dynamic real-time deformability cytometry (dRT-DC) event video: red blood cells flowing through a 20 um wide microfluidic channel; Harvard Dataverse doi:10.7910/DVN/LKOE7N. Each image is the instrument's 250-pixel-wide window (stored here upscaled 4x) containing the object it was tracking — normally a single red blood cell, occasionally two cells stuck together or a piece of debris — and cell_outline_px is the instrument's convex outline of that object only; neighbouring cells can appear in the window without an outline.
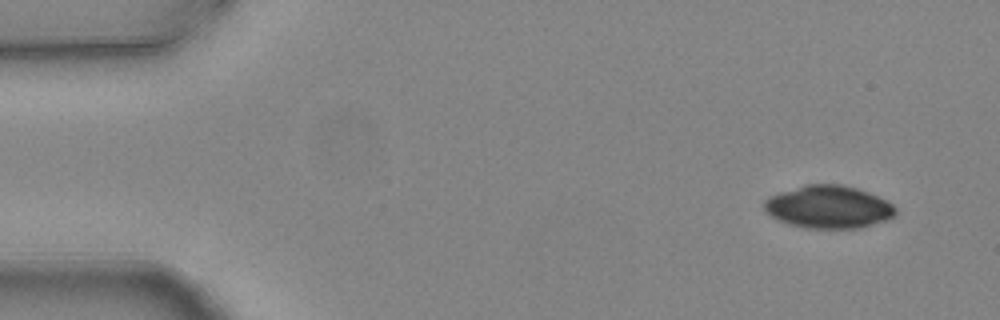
{"species": "common noctule bat (a hibernating species)", "species_latin": "Nyctalus noctula", "temperature_condition": "warm", "stored_images_in_passage": 6, "camera_frame_rate_fps": 3000, "um_per_image_px": 0.085, "animal": {"sex": "female", "body_mass_g": 24.6, "forearm_length_mm": 56.2}, "frame": {"image": 1, "passage_image": 1, "time_ms": 0.0, "image_size_px": [1000, 320], "cell_outline_px": [[896, 216], [888, 220], [860, 228], [804, 228], [788, 224], [776, 220], [768, 216], [764, 212], [764, 200], [768, 196], [804, 184], [840, 184], [856, 188], [868, 192], [892, 204], [896, 208]], "centroid_in_image_um": [70.38, 17.6], "position_along_channel_um": 14.6, "area_um2": 33.06}}